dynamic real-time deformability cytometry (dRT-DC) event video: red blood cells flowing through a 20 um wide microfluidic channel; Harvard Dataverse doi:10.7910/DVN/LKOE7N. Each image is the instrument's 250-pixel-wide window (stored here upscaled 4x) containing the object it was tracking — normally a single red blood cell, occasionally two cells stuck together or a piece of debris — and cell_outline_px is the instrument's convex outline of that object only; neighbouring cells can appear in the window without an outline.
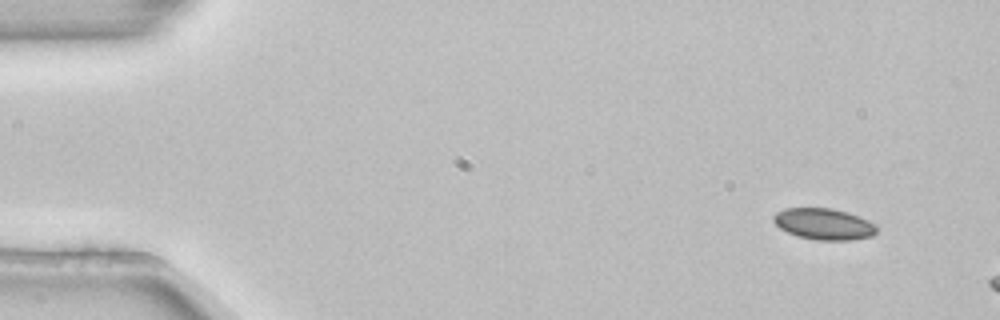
{"species": "common noctule bat (a hibernating species)", "species_latin": "Nyctalus noctula", "temperature_condition": "room temperature", "stored_images_in_passage": 4, "camera_frame_rate_fps": 3000, "um_per_image_px": 0.085, "animal": {"sex": "female", "body_mass_g": 22.7, "forearm_length_mm": 54.2}, "frame": {"image": 1, "passage_image": 2, "time_ms": 0.333, "image_size_px": [1000, 320], "cell_outline_px": [[876, 232], [872, 236], [852, 240], [816, 240], [800, 236], [788, 232], [780, 228], [772, 220], [772, 216], [776, 212], [784, 208], [832, 208], [848, 212], [868, 220], [876, 224]], "centroid_in_image_um": [70.03, 19.03], "position_along_channel_um": 15.0, "area_um2": 18.84}}